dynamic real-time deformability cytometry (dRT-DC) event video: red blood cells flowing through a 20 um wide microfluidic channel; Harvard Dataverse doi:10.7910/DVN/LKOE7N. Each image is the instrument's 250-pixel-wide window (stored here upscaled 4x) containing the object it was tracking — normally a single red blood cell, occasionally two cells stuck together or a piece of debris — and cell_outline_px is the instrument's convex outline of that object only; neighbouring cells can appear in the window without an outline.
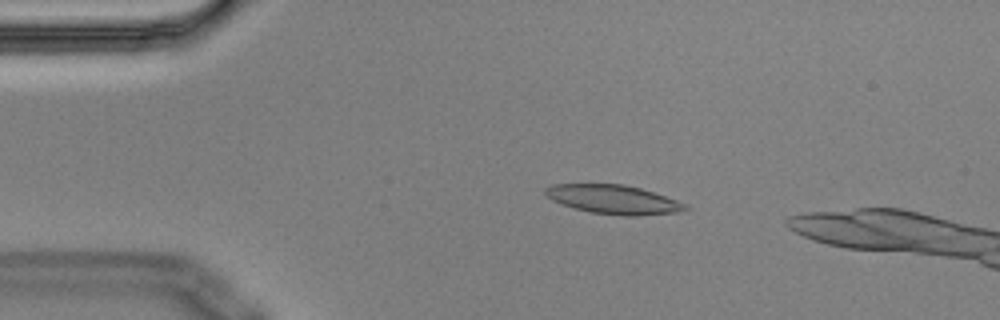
{"species": "Egyptian fruit bat (a non-hibernating species)", "species_latin": "Rousettus aegyptiacus", "temperature_condition": "cold", "stored_images_in_passage": 5, "camera_frame_rate_fps": 3000, "um_per_image_px": 0.085, "animal": {"sex": "male"}, "frame": {"image": 1, "passage_image": 3, "time_ms": 0.667, "image_size_px": [1000, 320], "cell_outline_px": [[688, 208], [676, 212], [636, 216], [624, 216], [592, 212], [576, 208], [552, 200], [544, 192], [544, 188], [552, 184], [624, 184], [640, 188], [688, 204]], "centroid_in_image_um": [52.14, 16.95], "position_along_channel_um": 32.9, "area_um2": 23.29}}